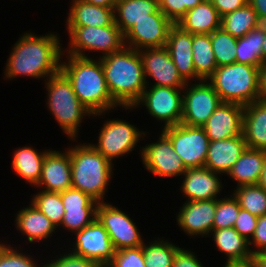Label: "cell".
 <instances>
[{
  "label": "cell",
  "instance_id": "cell-1",
  "mask_svg": "<svg viewBox=\"0 0 266 267\" xmlns=\"http://www.w3.org/2000/svg\"><path fill=\"white\" fill-rule=\"evenodd\" d=\"M60 45L57 34L37 36L31 32L24 33L14 45L7 60L5 77H51L61 69L60 58L63 52Z\"/></svg>",
  "mask_w": 266,
  "mask_h": 267
},
{
  "label": "cell",
  "instance_id": "cell-2",
  "mask_svg": "<svg viewBox=\"0 0 266 267\" xmlns=\"http://www.w3.org/2000/svg\"><path fill=\"white\" fill-rule=\"evenodd\" d=\"M100 60L112 99L119 107L132 109L149 85L139 51L125 46Z\"/></svg>",
  "mask_w": 266,
  "mask_h": 267
},
{
  "label": "cell",
  "instance_id": "cell-3",
  "mask_svg": "<svg viewBox=\"0 0 266 267\" xmlns=\"http://www.w3.org/2000/svg\"><path fill=\"white\" fill-rule=\"evenodd\" d=\"M68 61L61 62V71L70 80L80 102L93 113V117L104 115L118 104L110 95L102 63L92 58L67 55Z\"/></svg>",
  "mask_w": 266,
  "mask_h": 267
},
{
  "label": "cell",
  "instance_id": "cell-4",
  "mask_svg": "<svg viewBox=\"0 0 266 267\" xmlns=\"http://www.w3.org/2000/svg\"><path fill=\"white\" fill-rule=\"evenodd\" d=\"M72 188L89 194L97 202H103L107 186L112 178V164L92 145L80 144L69 148Z\"/></svg>",
  "mask_w": 266,
  "mask_h": 267
},
{
  "label": "cell",
  "instance_id": "cell-5",
  "mask_svg": "<svg viewBox=\"0 0 266 267\" xmlns=\"http://www.w3.org/2000/svg\"><path fill=\"white\" fill-rule=\"evenodd\" d=\"M47 107L67 137L76 140L84 116H93L78 99L70 80L60 70L47 78Z\"/></svg>",
  "mask_w": 266,
  "mask_h": 267
},
{
  "label": "cell",
  "instance_id": "cell-6",
  "mask_svg": "<svg viewBox=\"0 0 266 267\" xmlns=\"http://www.w3.org/2000/svg\"><path fill=\"white\" fill-rule=\"evenodd\" d=\"M259 67L233 63L218 67L207 79L222 102L246 106L260 99Z\"/></svg>",
  "mask_w": 266,
  "mask_h": 267
},
{
  "label": "cell",
  "instance_id": "cell-7",
  "mask_svg": "<svg viewBox=\"0 0 266 267\" xmlns=\"http://www.w3.org/2000/svg\"><path fill=\"white\" fill-rule=\"evenodd\" d=\"M67 31L71 41L68 55L88 58L83 50H99L104 57L125 47L124 34L115 22L105 27L67 26Z\"/></svg>",
  "mask_w": 266,
  "mask_h": 267
},
{
  "label": "cell",
  "instance_id": "cell-8",
  "mask_svg": "<svg viewBox=\"0 0 266 267\" xmlns=\"http://www.w3.org/2000/svg\"><path fill=\"white\" fill-rule=\"evenodd\" d=\"M185 168L204 167L210 140L203 127L178 124L163 128Z\"/></svg>",
  "mask_w": 266,
  "mask_h": 267
},
{
  "label": "cell",
  "instance_id": "cell-9",
  "mask_svg": "<svg viewBox=\"0 0 266 267\" xmlns=\"http://www.w3.org/2000/svg\"><path fill=\"white\" fill-rule=\"evenodd\" d=\"M208 80L184 86L182 120L188 126L203 127L216 108L222 103L219 95ZM189 85V86H188ZM186 88V89H185Z\"/></svg>",
  "mask_w": 266,
  "mask_h": 267
},
{
  "label": "cell",
  "instance_id": "cell-10",
  "mask_svg": "<svg viewBox=\"0 0 266 267\" xmlns=\"http://www.w3.org/2000/svg\"><path fill=\"white\" fill-rule=\"evenodd\" d=\"M181 90L183 89L166 86H152L151 88L146 86L140 99L132 108L143 103L151 116L165 123L163 128L178 125L182 120L183 94Z\"/></svg>",
  "mask_w": 266,
  "mask_h": 267
},
{
  "label": "cell",
  "instance_id": "cell-11",
  "mask_svg": "<svg viewBox=\"0 0 266 267\" xmlns=\"http://www.w3.org/2000/svg\"><path fill=\"white\" fill-rule=\"evenodd\" d=\"M99 133L97 145H91L111 163L116 157L131 152L140 137L146 136L145 132L139 131L134 125L118 119L106 121Z\"/></svg>",
  "mask_w": 266,
  "mask_h": 267
},
{
  "label": "cell",
  "instance_id": "cell-12",
  "mask_svg": "<svg viewBox=\"0 0 266 267\" xmlns=\"http://www.w3.org/2000/svg\"><path fill=\"white\" fill-rule=\"evenodd\" d=\"M96 218L107 231L115 250L143 245L139 230L129 216L109 203L98 202Z\"/></svg>",
  "mask_w": 266,
  "mask_h": 267
},
{
  "label": "cell",
  "instance_id": "cell-13",
  "mask_svg": "<svg viewBox=\"0 0 266 267\" xmlns=\"http://www.w3.org/2000/svg\"><path fill=\"white\" fill-rule=\"evenodd\" d=\"M174 24L158 9L136 22L125 34V46L135 50L164 47ZM127 44V45H126Z\"/></svg>",
  "mask_w": 266,
  "mask_h": 267
},
{
  "label": "cell",
  "instance_id": "cell-14",
  "mask_svg": "<svg viewBox=\"0 0 266 267\" xmlns=\"http://www.w3.org/2000/svg\"><path fill=\"white\" fill-rule=\"evenodd\" d=\"M141 151L144 167L155 176L176 177L182 176L186 171L170 139L163 132L157 142L146 144Z\"/></svg>",
  "mask_w": 266,
  "mask_h": 267
},
{
  "label": "cell",
  "instance_id": "cell-15",
  "mask_svg": "<svg viewBox=\"0 0 266 267\" xmlns=\"http://www.w3.org/2000/svg\"><path fill=\"white\" fill-rule=\"evenodd\" d=\"M75 234L76 242L72 253L93 260L102 267L109 264L115 254V249L107 231L97 218Z\"/></svg>",
  "mask_w": 266,
  "mask_h": 267
},
{
  "label": "cell",
  "instance_id": "cell-16",
  "mask_svg": "<svg viewBox=\"0 0 266 267\" xmlns=\"http://www.w3.org/2000/svg\"><path fill=\"white\" fill-rule=\"evenodd\" d=\"M145 78H153L156 82L152 86H166L183 89L187 84L171 59L168 50L164 47L145 48L138 50Z\"/></svg>",
  "mask_w": 266,
  "mask_h": 267
},
{
  "label": "cell",
  "instance_id": "cell-17",
  "mask_svg": "<svg viewBox=\"0 0 266 267\" xmlns=\"http://www.w3.org/2000/svg\"><path fill=\"white\" fill-rule=\"evenodd\" d=\"M64 216L60 226L70 232L81 231L96 218L98 202L89 194L75 188L60 192ZM91 217V218H90Z\"/></svg>",
  "mask_w": 266,
  "mask_h": 267
},
{
  "label": "cell",
  "instance_id": "cell-18",
  "mask_svg": "<svg viewBox=\"0 0 266 267\" xmlns=\"http://www.w3.org/2000/svg\"><path fill=\"white\" fill-rule=\"evenodd\" d=\"M244 106L222 102L203 125L210 141L224 140L243 134Z\"/></svg>",
  "mask_w": 266,
  "mask_h": 267
},
{
  "label": "cell",
  "instance_id": "cell-19",
  "mask_svg": "<svg viewBox=\"0 0 266 267\" xmlns=\"http://www.w3.org/2000/svg\"><path fill=\"white\" fill-rule=\"evenodd\" d=\"M217 199L186 201L177 216V223L189 236L208 235L212 232Z\"/></svg>",
  "mask_w": 266,
  "mask_h": 267
},
{
  "label": "cell",
  "instance_id": "cell-20",
  "mask_svg": "<svg viewBox=\"0 0 266 267\" xmlns=\"http://www.w3.org/2000/svg\"><path fill=\"white\" fill-rule=\"evenodd\" d=\"M36 186L48 192H62L72 188L69 148L64 153L49 149L44 157L41 177Z\"/></svg>",
  "mask_w": 266,
  "mask_h": 267
},
{
  "label": "cell",
  "instance_id": "cell-21",
  "mask_svg": "<svg viewBox=\"0 0 266 267\" xmlns=\"http://www.w3.org/2000/svg\"><path fill=\"white\" fill-rule=\"evenodd\" d=\"M165 48L168 50L179 75L186 83H189L191 78L197 81L202 80L196 74L193 64L191 33L183 31L174 24L169 30Z\"/></svg>",
  "mask_w": 266,
  "mask_h": 267
},
{
  "label": "cell",
  "instance_id": "cell-22",
  "mask_svg": "<svg viewBox=\"0 0 266 267\" xmlns=\"http://www.w3.org/2000/svg\"><path fill=\"white\" fill-rule=\"evenodd\" d=\"M218 174L206 167L187 168L181 185L182 192L188 200L186 201H203L218 199L217 194L222 189V182Z\"/></svg>",
  "mask_w": 266,
  "mask_h": 267
},
{
  "label": "cell",
  "instance_id": "cell-23",
  "mask_svg": "<svg viewBox=\"0 0 266 267\" xmlns=\"http://www.w3.org/2000/svg\"><path fill=\"white\" fill-rule=\"evenodd\" d=\"M246 148L243 135L210 141L204 167L216 173L228 174Z\"/></svg>",
  "mask_w": 266,
  "mask_h": 267
},
{
  "label": "cell",
  "instance_id": "cell-24",
  "mask_svg": "<svg viewBox=\"0 0 266 267\" xmlns=\"http://www.w3.org/2000/svg\"><path fill=\"white\" fill-rule=\"evenodd\" d=\"M242 135L247 147L266 151V100L244 106Z\"/></svg>",
  "mask_w": 266,
  "mask_h": 267
},
{
  "label": "cell",
  "instance_id": "cell-25",
  "mask_svg": "<svg viewBox=\"0 0 266 267\" xmlns=\"http://www.w3.org/2000/svg\"><path fill=\"white\" fill-rule=\"evenodd\" d=\"M221 19L211 0H204L189 9L176 25L191 34H211L221 27Z\"/></svg>",
  "mask_w": 266,
  "mask_h": 267
},
{
  "label": "cell",
  "instance_id": "cell-26",
  "mask_svg": "<svg viewBox=\"0 0 266 267\" xmlns=\"http://www.w3.org/2000/svg\"><path fill=\"white\" fill-rule=\"evenodd\" d=\"M67 26L105 27L115 22L114 8L93 5L83 0H72Z\"/></svg>",
  "mask_w": 266,
  "mask_h": 267
},
{
  "label": "cell",
  "instance_id": "cell-27",
  "mask_svg": "<svg viewBox=\"0 0 266 267\" xmlns=\"http://www.w3.org/2000/svg\"><path fill=\"white\" fill-rule=\"evenodd\" d=\"M30 205L18 212L15 225L33 243L52 236L56 226L32 202Z\"/></svg>",
  "mask_w": 266,
  "mask_h": 267
},
{
  "label": "cell",
  "instance_id": "cell-28",
  "mask_svg": "<svg viewBox=\"0 0 266 267\" xmlns=\"http://www.w3.org/2000/svg\"><path fill=\"white\" fill-rule=\"evenodd\" d=\"M265 159V150L247 147L227 175L238 183L237 187L256 185L259 182Z\"/></svg>",
  "mask_w": 266,
  "mask_h": 267
},
{
  "label": "cell",
  "instance_id": "cell-29",
  "mask_svg": "<svg viewBox=\"0 0 266 267\" xmlns=\"http://www.w3.org/2000/svg\"><path fill=\"white\" fill-rule=\"evenodd\" d=\"M158 9V0H117L114 8L115 24L125 34L136 22L148 18V14Z\"/></svg>",
  "mask_w": 266,
  "mask_h": 267
},
{
  "label": "cell",
  "instance_id": "cell-30",
  "mask_svg": "<svg viewBox=\"0 0 266 267\" xmlns=\"http://www.w3.org/2000/svg\"><path fill=\"white\" fill-rule=\"evenodd\" d=\"M49 150L37 152L32 147H22L13 154L12 168L26 182L36 186L40 180L44 157Z\"/></svg>",
  "mask_w": 266,
  "mask_h": 267
},
{
  "label": "cell",
  "instance_id": "cell-31",
  "mask_svg": "<svg viewBox=\"0 0 266 267\" xmlns=\"http://www.w3.org/2000/svg\"><path fill=\"white\" fill-rule=\"evenodd\" d=\"M213 240L218 250L228 257L227 261H246L252 259L248 241L233 227L212 230Z\"/></svg>",
  "mask_w": 266,
  "mask_h": 267
},
{
  "label": "cell",
  "instance_id": "cell-32",
  "mask_svg": "<svg viewBox=\"0 0 266 267\" xmlns=\"http://www.w3.org/2000/svg\"><path fill=\"white\" fill-rule=\"evenodd\" d=\"M192 56L196 74L207 80L218 68L210 34H192Z\"/></svg>",
  "mask_w": 266,
  "mask_h": 267
},
{
  "label": "cell",
  "instance_id": "cell-33",
  "mask_svg": "<svg viewBox=\"0 0 266 267\" xmlns=\"http://www.w3.org/2000/svg\"><path fill=\"white\" fill-rule=\"evenodd\" d=\"M262 22L258 19L253 7L247 3L244 7L222 16L221 28L233 37L240 38L248 32L260 27Z\"/></svg>",
  "mask_w": 266,
  "mask_h": 267
},
{
  "label": "cell",
  "instance_id": "cell-34",
  "mask_svg": "<svg viewBox=\"0 0 266 267\" xmlns=\"http://www.w3.org/2000/svg\"><path fill=\"white\" fill-rule=\"evenodd\" d=\"M264 41V23L245 36L238 38L236 63L260 67L262 65V45Z\"/></svg>",
  "mask_w": 266,
  "mask_h": 267
},
{
  "label": "cell",
  "instance_id": "cell-35",
  "mask_svg": "<svg viewBox=\"0 0 266 267\" xmlns=\"http://www.w3.org/2000/svg\"><path fill=\"white\" fill-rule=\"evenodd\" d=\"M233 196L240 208L259 217L266 215V190L258 184L236 187Z\"/></svg>",
  "mask_w": 266,
  "mask_h": 267
},
{
  "label": "cell",
  "instance_id": "cell-36",
  "mask_svg": "<svg viewBox=\"0 0 266 267\" xmlns=\"http://www.w3.org/2000/svg\"><path fill=\"white\" fill-rule=\"evenodd\" d=\"M158 240H154L148 245L143 243L145 265L147 267H172L174 256L180 248L167 240L159 238Z\"/></svg>",
  "mask_w": 266,
  "mask_h": 267
},
{
  "label": "cell",
  "instance_id": "cell-37",
  "mask_svg": "<svg viewBox=\"0 0 266 267\" xmlns=\"http://www.w3.org/2000/svg\"><path fill=\"white\" fill-rule=\"evenodd\" d=\"M210 39L217 67L235 63L238 38L220 27L210 34Z\"/></svg>",
  "mask_w": 266,
  "mask_h": 267
},
{
  "label": "cell",
  "instance_id": "cell-38",
  "mask_svg": "<svg viewBox=\"0 0 266 267\" xmlns=\"http://www.w3.org/2000/svg\"><path fill=\"white\" fill-rule=\"evenodd\" d=\"M32 203L56 226L61 225L65 213L60 192L42 190L33 196Z\"/></svg>",
  "mask_w": 266,
  "mask_h": 267
},
{
  "label": "cell",
  "instance_id": "cell-39",
  "mask_svg": "<svg viewBox=\"0 0 266 267\" xmlns=\"http://www.w3.org/2000/svg\"><path fill=\"white\" fill-rule=\"evenodd\" d=\"M240 212V205L234 196L217 199L216 213L212 230L231 228Z\"/></svg>",
  "mask_w": 266,
  "mask_h": 267
},
{
  "label": "cell",
  "instance_id": "cell-40",
  "mask_svg": "<svg viewBox=\"0 0 266 267\" xmlns=\"http://www.w3.org/2000/svg\"><path fill=\"white\" fill-rule=\"evenodd\" d=\"M204 0H158L160 11L173 23L177 22L192 8Z\"/></svg>",
  "mask_w": 266,
  "mask_h": 267
},
{
  "label": "cell",
  "instance_id": "cell-41",
  "mask_svg": "<svg viewBox=\"0 0 266 267\" xmlns=\"http://www.w3.org/2000/svg\"><path fill=\"white\" fill-rule=\"evenodd\" d=\"M110 267H147L144 262L142 246L115 250Z\"/></svg>",
  "mask_w": 266,
  "mask_h": 267
},
{
  "label": "cell",
  "instance_id": "cell-42",
  "mask_svg": "<svg viewBox=\"0 0 266 267\" xmlns=\"http://www.w3.org/2000/svg\"><path fill=\"white\" fill-rule=\"evenodd\" d=\"M29 255L19 253L11 246L0 244V267H40ZM41 267H44L42 265Z\"/></svg>",
  "mask_w": 266,
  "mask_h": 267
},
{
  "label": "cell",
  "instance_id": "cell-43",
  "mask_svg": "<svg viewBox=\"0 0 266 267\" xmlns=\"http://www.w3.org/2000/svg\"><path fill=\"white\" fill-rule=\"evenodd\" d=\"M44 267H102L99 263L70 252L56 258Z\"/></svg>",
  "mask_w": 266,
  "mask_h": 267
},
{
  "label": "cell",
  "instance_id": "cell-44",
  "mask_svg": "<svg viewBox=\"0 0 266 267\" xmlns=\"http://www.w3.org/2000/svg\"><path fill=\"white\" fill-rule=\"evenodd\" d=\"M258 217L240 208L239 215L233 228L247 241L252 238L256 229Z\"/></svg>",
  "mask_w": 266,
  "mask_h": 267
},
{
  "label": "cell",
  "instance_id": "cell-45",
  "mask_svg": "<svg viewBox=\"0 0 266 267\" xmlns=\"http://www.w3.org/2000/svg\"><path fill=\"white\" fill-rule=\"evenodd\" d=\"M251 239L248 241L249 245L253 244L256 248V250H250L252 255L266 252V215L258 217L256 229Z\"/></svg>",
  "mask_w": 266,
  "mask_h": 267
},
{
  "label": "cell",
  "instance_id": "cell-46",
  "mask_svg": "<svg viewBox=\"0 0 266 267\" xmlns=\"http://www.w3.org/2000/svg\"><path fill=\"white\" fill-rule=\"evenodd\" d=\"M172 267H204L197 259L194 252L180 248L173 260Z\"/></svg>",
  "mask_w": 266,
  "mask_h": 267
},
{
  "label": "cell",
  "instance_id": "cell-47",
  "mask_svg": "<svg viewBox=\"0 0 266 267\" xmlns=\"http://www.w3.org/2000/svg\"><path fill=\"white\" fill-rule=\"evenodd\" d=\"M211 2L222 17L227 13L244 7L248 3V0H211Z\"/></svg>",
  "mask_w": 266,
  "mask_h": 267
},
{
  "label": "cell",
  "instance_id": "cell-48",
  "mask_svg": "<svg viewBox=\"0 0 266 267\" xmlns=\"http://www.w3.org/2000/svg\"><path fill=\"white\" fill-rule=\"evenodd\" d=\"M248 3L257 13L258 19L266 23V0H248Z\"/></svg>",
  "mask_w": 266,
  "mask_h": 267
},
{
  "label": "cell",
  "instance_id": "cell-49",
  "mask_svg": "<svg viewBox=\"0 0 266 267\" xmlns=\"http://www.w3.org/2000/svg\"><path fill=\"white\" fill-rule=\"evenodd\" d=\"M259 95L260 100H266V64L259 67Z\"/></svg>",
  "mask_w": 266,
  "mask_h": 267
},
{
  "label": "cell",
  "instance_id": "cell-50",
  "mask_svg": "<svg viewBox=\"0 0 266 267\" xmlns=\"http://www.w3.org/2000/svg\"><path fill=\"white\" fill-rule=\"evenodd\" d=\"M97 6H103L106 8H115L117 0H83Z\"/></svg>",
  "mask_w": 266,
  "mask_h": 267
},
{
  "label": "cell",
  "instance_id": "cell-51",
  "mask_svg": "<svg viewBox=\"0 0 266 267\" xmlns=\"http://www.w3.org/2000/svg\"><path fill=\"white\" fill-rule=\"evenodd\" d=\"M252 260L255 267H266V252L253 255Z\"/></svg>",
  "mask_w": 266,
  "mask_h": 267
},
{
  "label": "cell",
  "instance_id": "cell-52",
  "mask_svg": "<svg viewBox=\"0 0 266 267\" xmlns=\"http://www.w3.org/2000/svg\"><path fill=\"white\" fill-rule=\"evenodd\" d=\"M223 267H255L253 260H246V261H226L225 266Z\"/></svg>",
  "mask_w": 266,
  "mask_h": 267
},
{
  "label": "cell",
  "instance_id": "cell-53",
  "mask_svg": "<svg viewBox=\"0 0 266 267\" xmlns=\"http://www.w3.org/2000/svg\"><path fill=\"white\" fill-rule=\"evenodd\" d=\"M258 185L266 190V159L264 161Z\"/></svg>",
  "mask_w": 266,
  "mask_h": 267
},
{
  "label": "cell",
  "instance_id": "cell-54",
  "mask_svg": "<svg viewBox=\"0 0 266 267\" xmlns=\"http://www.w3.org/2000/svg\"><path fill=\"white\" fill-rule=\"evenodd\" d=\"M262 64H266V23H264V41L262 45Z\"/></svg>",
  "mask_w": 266,
  "mask_h": 267
}]
</instances>
